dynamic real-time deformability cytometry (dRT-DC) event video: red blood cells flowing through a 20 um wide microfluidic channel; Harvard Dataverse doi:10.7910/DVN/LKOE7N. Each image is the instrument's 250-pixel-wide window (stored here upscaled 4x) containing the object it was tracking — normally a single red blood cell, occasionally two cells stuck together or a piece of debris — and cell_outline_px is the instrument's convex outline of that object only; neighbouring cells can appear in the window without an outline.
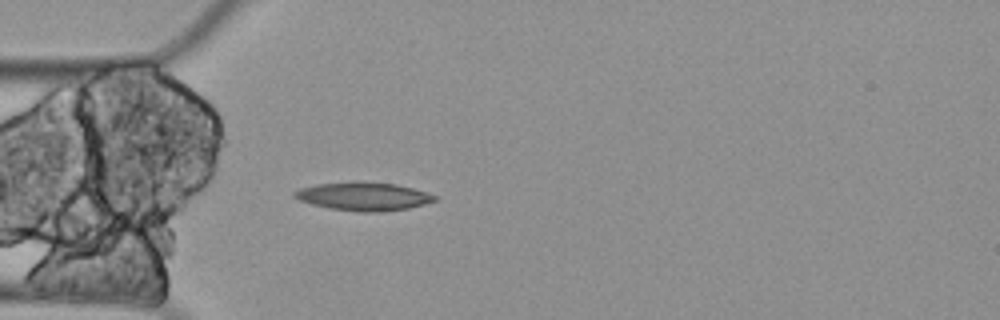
{"species": "Egyptian fruit bat (a non-hibernating species)", "species_latin": "Rousettus aegyptiacus", "temperature_condition": "cold", "stored_images_in_passage": 4, "camera_frame_rate_fps": 3000, "um_per_image_px": 0.085, "animal": {"sex": "female"}, "frame": {"image": 1, "passage_image": 4, "time_ms": 1.0, "image_size_px": [1000, 320], "cell_outline_px": [[436, 200], [424, 204], [408, 208], [376, 212], [360, 212], [328, 208], [312, 204], [300, 200], [292, 196], [292, 192], [300, 188], [316, 184], [396, 184], [412, 188], [436, 196]], "centroid_in_image_um": [30.86, 16.73], "position_along_channel_um": 54.1, "area_um2": 22.08}}